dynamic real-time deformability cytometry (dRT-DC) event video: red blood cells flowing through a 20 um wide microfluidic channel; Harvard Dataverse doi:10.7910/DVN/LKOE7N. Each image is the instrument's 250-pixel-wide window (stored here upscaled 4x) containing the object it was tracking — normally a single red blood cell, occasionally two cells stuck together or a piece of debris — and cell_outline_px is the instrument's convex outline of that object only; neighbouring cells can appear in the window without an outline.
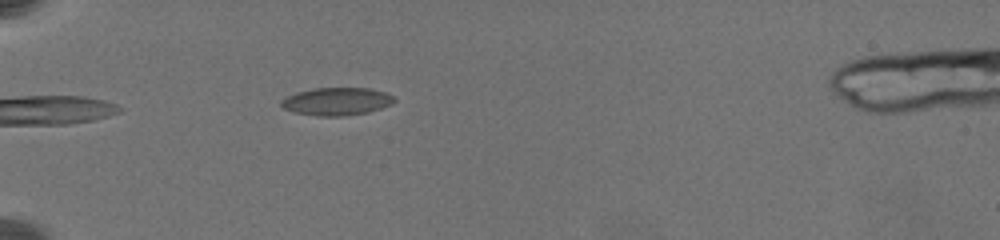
{"species": "common noctule bat (a hibernating species)", "species_latin": "Nyctalus noctula", "temperature_condition": "warm", "stored_images_in_passage": 7, "camera_frame_rate_fps": 3000, "um_per_image_px": 0.085, "animal": {"sex": "female", "body_mass_g": 19.5, "forearm_length_mm": 54.1}, "frame": {"image": 1, "passage_image": 1, "time_ms": 0.0, "image_size_px": [1000, 240], "cell_outline_px": [[396, 100], [392, 104], [368, 112], [340, 116], [320, 116], [296, 112], [284, 108], [280, 104], [280, 100], [288, 96], [300, 92], [316, 88], [368, 88], [384, 92], [392, 96]], "centroid_in_image_um": [28.64, 8.62], "position_along_channel_um": 56.4, "area_um2": 17.92}}